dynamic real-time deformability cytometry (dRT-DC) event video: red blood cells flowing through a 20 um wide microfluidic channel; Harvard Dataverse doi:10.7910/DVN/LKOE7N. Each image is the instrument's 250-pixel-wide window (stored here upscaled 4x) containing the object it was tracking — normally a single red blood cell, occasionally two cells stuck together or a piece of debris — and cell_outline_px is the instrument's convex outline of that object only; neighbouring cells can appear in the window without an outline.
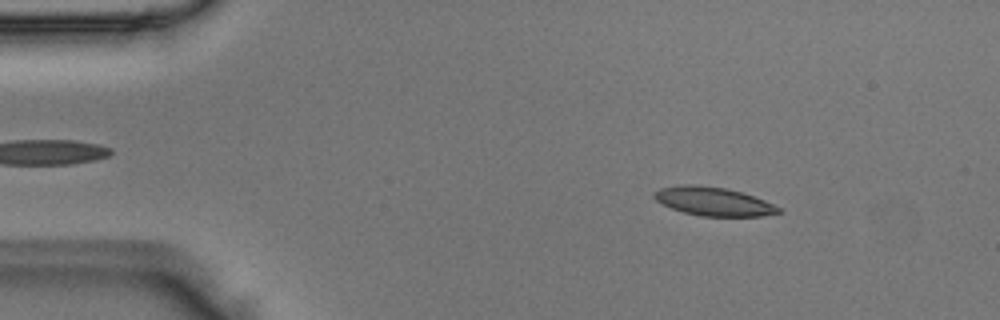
{"species": "Egyptian fruit bat (a non-hibernating species)", "species_latin": "Rousettus aegyptiacus", "temperature_condition": "room temperature", "stored_images_in_passage": 48, "camera_frame_rate_fps": 3000, "um_per_image_px": 0.085, "animal": {"sex": "male"}, "frame": {"image": 1, "passage_image": 6, "time_ms": 1.667, "image_size_px": [1000, 320], "cell_outline_px": [[780, 212], [760, 216], [700, 216], [684, 212], [672, 208], [656, 200], [652, 196], [652, 192], [660, 188], [680, 184], [696, 184], [724, 188], [740, 192], [764, 200], [780, 208]], "centroid_in_image_um": [60.57, 17.11], "position_along_channel_um": 24.4, "area_um2": 20.52}}
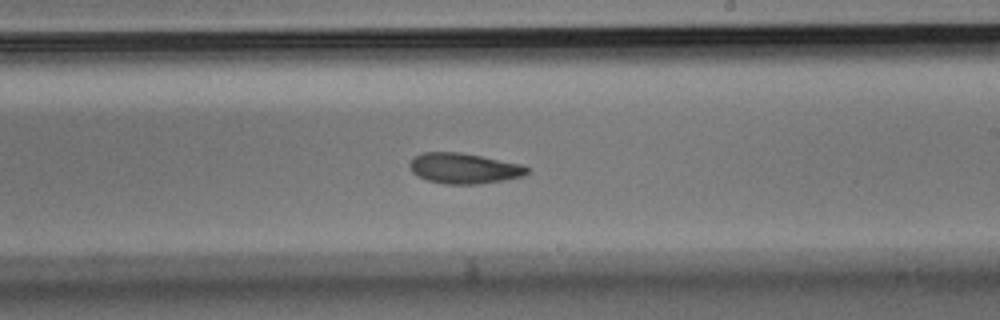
{"frame": {"image": 2, "passage_image": 28, "time_ms": 9.0, "image_size_px": [1000, 320], "cell_outline_px": [[528, 172], [524, 176], [504, 180], [476, 184], [444, 184], [428, 180], [412, 172], [408, 164], [412, 156], [424, 152], [460, 152], [520, 164], [528, 168]], "centroid_in_image_um": [39.39, 14.3], "position_along_channel_um": 249.6, "area_um2": 20.75}}
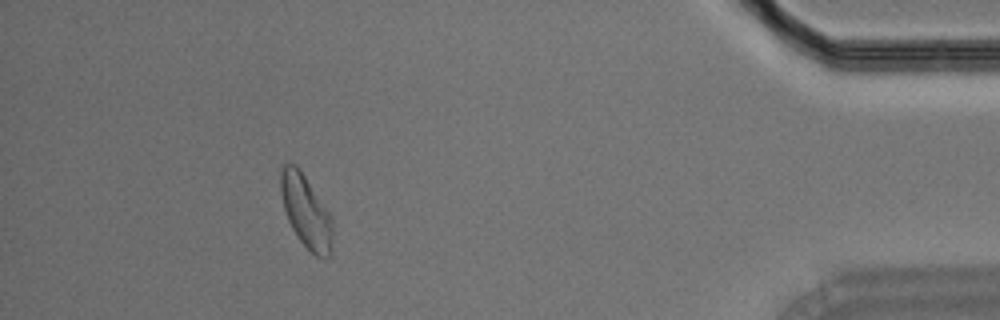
{"frame": {"image": 3, "passage_image": 44, "time_ms": 14.333, "image_size_px": [1000, 320], "cell_outline_px": [[332, 236], [328, 256], [316, 256], [300, 240], [292, 228], [288, 220], [284, 208], [280, 192], [280, 172], [284, 164], [296, 164], [300, 168], [332, 216]], "centroid_in_image_um": [25.99, 17.9], "position_along_channel_um": 409.2, "area_um2": 21.68}}